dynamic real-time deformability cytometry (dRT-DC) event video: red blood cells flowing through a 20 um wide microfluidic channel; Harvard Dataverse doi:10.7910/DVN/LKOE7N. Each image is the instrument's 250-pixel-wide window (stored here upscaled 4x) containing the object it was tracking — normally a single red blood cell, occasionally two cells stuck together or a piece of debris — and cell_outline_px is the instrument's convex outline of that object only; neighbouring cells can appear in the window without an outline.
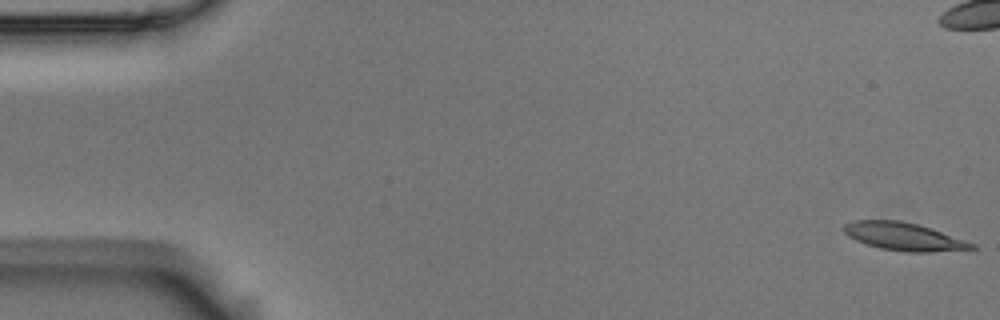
{"species": "Egyptian fruit bat (a non-hibernating species)", "species_latin": "Rousettus aegyptiacus", "temperature_condition": "room temperature", "stored_images_in_passage": 3, "segment_of_instrument_passage": [2, 2], "camera_frame_rate_fps": 3000, "um_per_image_px": 0.085, "animal": {"sex": "male"}, "frame": {"image": 1, "passage_image": 3, "time_ms": 0.667, "image_size_px": [1000, 320], "cell_outline_px": [[976, 248], [932, 252], [908, 252], [880, 248], [856, 240], [848, 236], [844, 232], [844, 224], [852, 220], [900, 220], [932, 228], [976, 244]], "centroid_in_image_um": [76.82, 20.1], "position_along_channel_um": 8.2, "area_um2": 20.63}}